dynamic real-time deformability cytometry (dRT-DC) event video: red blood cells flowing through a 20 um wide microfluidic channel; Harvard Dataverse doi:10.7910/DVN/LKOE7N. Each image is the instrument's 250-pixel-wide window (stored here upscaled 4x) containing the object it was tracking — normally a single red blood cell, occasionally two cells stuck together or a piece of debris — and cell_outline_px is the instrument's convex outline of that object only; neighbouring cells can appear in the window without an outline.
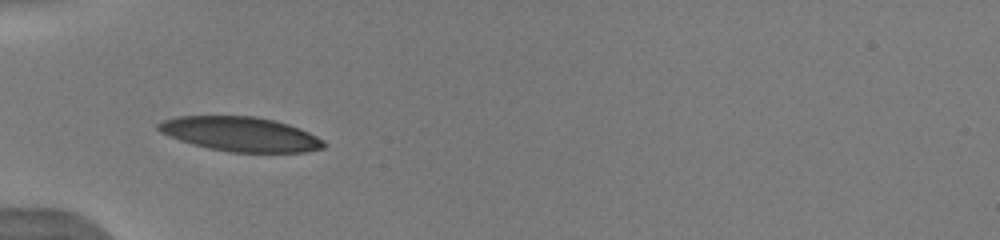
{"species": "human", "species_latin": "Homo sapiens", "temperature_condition": "warm", "stored_images_in_passage": 54, "camera_frame_rate_fps": 3000, "um_per_image_px": 0.085, "donor": {"sex": "male"}, "frame": {"image": 1, "passage_image": 1, "time_ms": 0.0, "image_size_px": [1000, 240], "cell_outline_px": [[328, 144], [324, 148], [304, 152], [232, 152], [208, 148], [192, 144], [180, 140], [160, 132], [156, 128], [156, 124], [164, 120], [176, 116], [256, 116], [276, 120], [300, 128], [324, 140]], "centroid_in_image_um": [20.45, 11.39], "position_along_channel_um": 64.5, "area_um2": 33.35}, "authors_computed_cell_mechanics": {"area_um2": 32.1657, "velocity_mm_per_s": 3.9639, "shape_relaxation_time_tau1_ms": 3.2698, "shape_relaxation_time_tau2_ms": 0.8037, "deformation_change_tau1": 0.1732, "deformation_change_tau2": 0.0749}}